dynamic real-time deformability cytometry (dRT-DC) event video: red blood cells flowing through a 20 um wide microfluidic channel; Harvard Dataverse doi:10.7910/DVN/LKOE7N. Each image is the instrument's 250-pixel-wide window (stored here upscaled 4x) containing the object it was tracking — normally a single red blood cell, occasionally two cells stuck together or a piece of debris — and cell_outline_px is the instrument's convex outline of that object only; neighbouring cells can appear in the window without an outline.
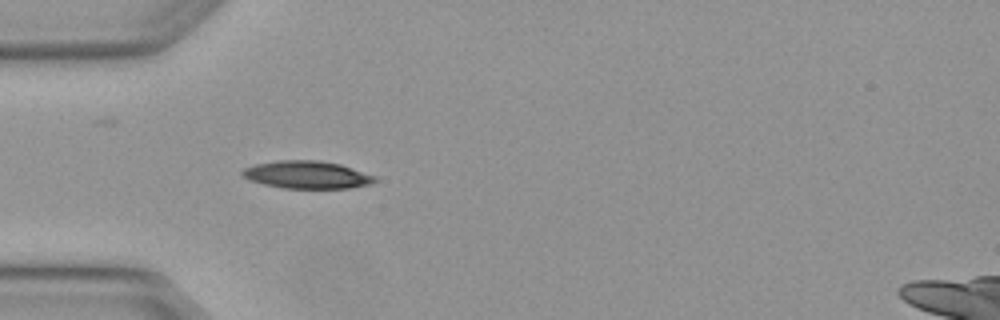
{"species": "Egyptian fruit bat (a non-hibernating species)", "species_latin": "Rousettus aegyptiacus", "temperature_condition": "warm", "stored_images_in_passage": 4, "camera_frame_rate_fps": 3000, "um_per_image_px": 0.085, "animal": {"sex": "female"}, "frame": {"image": 1, "passage_image": 3, "time_ms": 0.667, "image_size_px": [1000, 320], "cell_outline_px": [[376, 180], [368, 184], [348, 188], [284, 188], [264, 184], [252, 180], [244, 176], [240, 172], [244, 168], [256, 164], [276, 160], [320, 160], [340, 164], [376, 176]], "centroid_in_image_um": [26.09, 14.84], "position_along_channel_um": 58.9, "area_um2": 21.1}}